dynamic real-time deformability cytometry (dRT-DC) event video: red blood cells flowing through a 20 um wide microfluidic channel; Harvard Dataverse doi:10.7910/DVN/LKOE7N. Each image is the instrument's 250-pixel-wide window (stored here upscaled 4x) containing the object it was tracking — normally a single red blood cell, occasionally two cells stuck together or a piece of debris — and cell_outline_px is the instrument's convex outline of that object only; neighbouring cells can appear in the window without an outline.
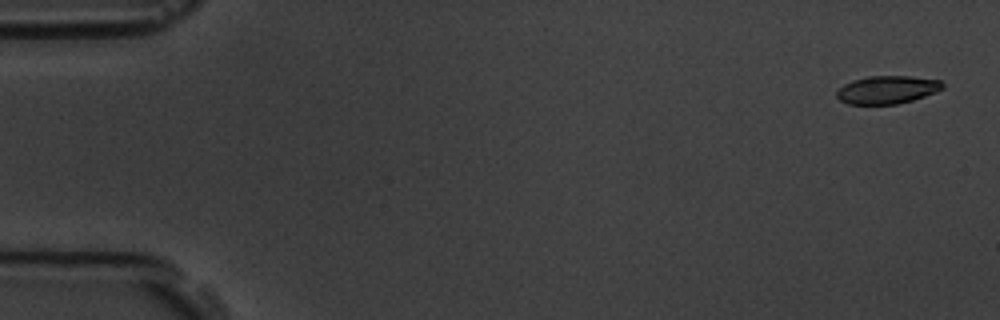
{"species": "common noctule bat (a hibernating species)", "species_latin": "Nyctalus noctula", "temperature_condition": "room temperature", "stored_images_in_passage": 5, "camera_frame_rate_fps": 3000, "um_per_image_px": 0.085, "animal": {"sex": "male", "body_mass_g": 19.5, "forearm_length_mm": 54.6}, "frame": {"image": 1, "passage_image": 1, "time_ms": 0.0, "image_size_px": [1000, 320], "cell_outline_px": [[944, 88], [936, 92], [912, 100], [896, 104], [848, 104], [840, 100], [836, 96], [836, 92], [844, 84], [852, 80], [868, 76], [912, 76], [940, 80], [944, 84]], "centroid_in_image_um": [75.41, 7.62], "position_along_channel_um": 9.6, "area_um2": 17.28}}
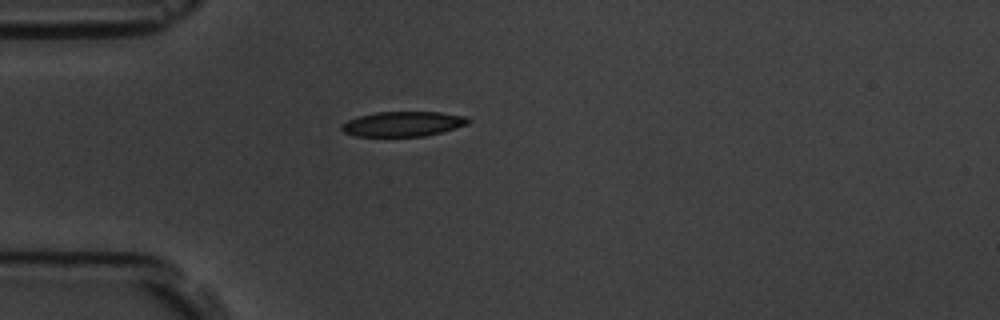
{"frame": {"image": 2, "passage_image": 5, "time_ms": 4.667, "image_size_px": [1000, 320], "cell_outline_px": [[472, 120], [468, 124], [456, 128], [424, 136], [356, 136], [344, 132], [340, 128], [340, 124], [348, 120], [360, 116], [376, 112], [440, 112], [468, 116]], "centroid_in_image_um": [34.28, 10.53], "position_along_channel_um": 50.7, "area_um2": 18.44}}